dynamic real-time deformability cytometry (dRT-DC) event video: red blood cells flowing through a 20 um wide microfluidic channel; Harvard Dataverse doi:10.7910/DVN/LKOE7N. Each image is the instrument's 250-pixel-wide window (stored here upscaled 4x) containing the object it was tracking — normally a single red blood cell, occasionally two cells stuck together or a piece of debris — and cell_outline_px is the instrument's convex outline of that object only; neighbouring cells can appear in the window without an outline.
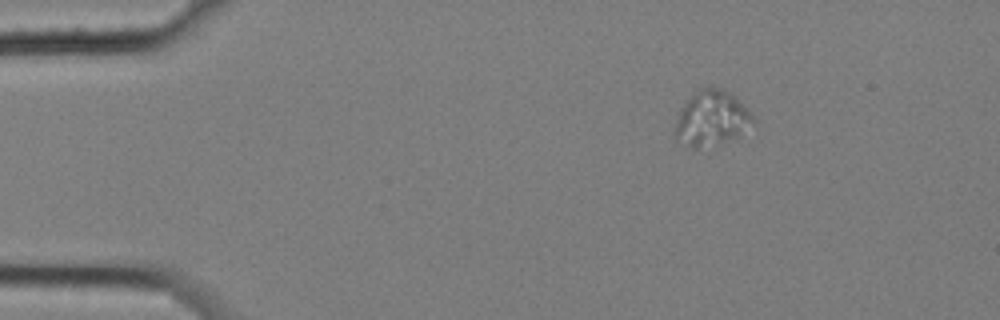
{"species": "common noctule bat (a hibernating species)", "species_latin": "Nyctalus noctula", "temperature_condition": "cold", "stored_images_in_passage": 4, "camera_frame_rate_fps": 3000, "um_per_image_px": 0.085, "animal": {"sex": "female", "body_mass_g": 25.1}, "frame": {"image": 1, "passage_image": 1, "time_ms": 0.0, "image_size_px": [1000, 320], "cell_outline_px": [[756, 120], [740, 136], [696, 148], [688, 148], [676, 140], [676, 120], [680, 108], [692, 92], [700, 88], [720, 88], [728, 92], [744, 104], [748, 108]], "centroid_in_image_um": [60.47, 10.04], "position_along_channel_um": 24.5, "area_um2": 24.91}}